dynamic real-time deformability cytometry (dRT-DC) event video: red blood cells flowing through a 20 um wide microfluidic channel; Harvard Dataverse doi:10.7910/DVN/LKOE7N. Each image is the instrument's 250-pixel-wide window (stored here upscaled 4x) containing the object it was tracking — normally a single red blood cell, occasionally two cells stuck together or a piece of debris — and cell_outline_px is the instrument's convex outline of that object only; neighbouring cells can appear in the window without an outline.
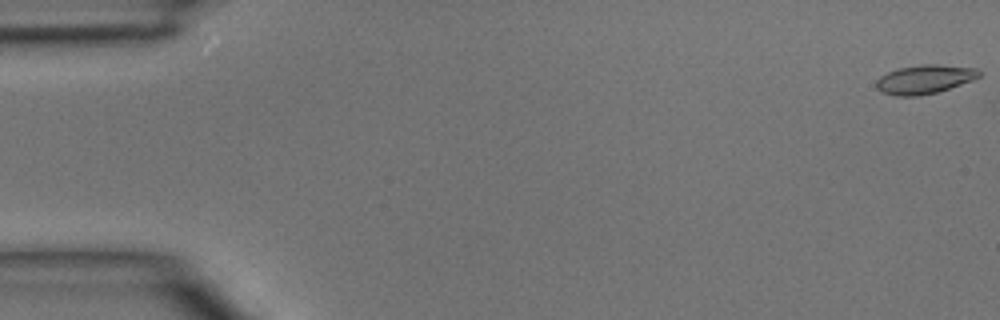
{"species": "common noctule bat (a hibernating species)", "species_latin": "Nyctalus noctula", "temperature_condition": "room temperature", "stored_images_in_passage": 47, "camera_frame_rate_fps": 3000, "um_per_image_px": 0.085, "animal": {"sex": "male", "body_mass_g": 15.6}, "frame": {"image": 1, "passage_image": 1, "time_ms": 0.0, "image_size_px": [1000, 320], "cell_outline_px": [[980, 76], [972, 80], [936, 92], [920, 96], [896, 96], [880, 92], [876, 88], [876, 80], [880, 76], [896, 68], [920, 64], [936, 64], [976, 68], [980, 72]], "centroid_in_image_um": [78.53, 6.74], "position_along_channel_um": 6.5, "area_um2": 17.34}}
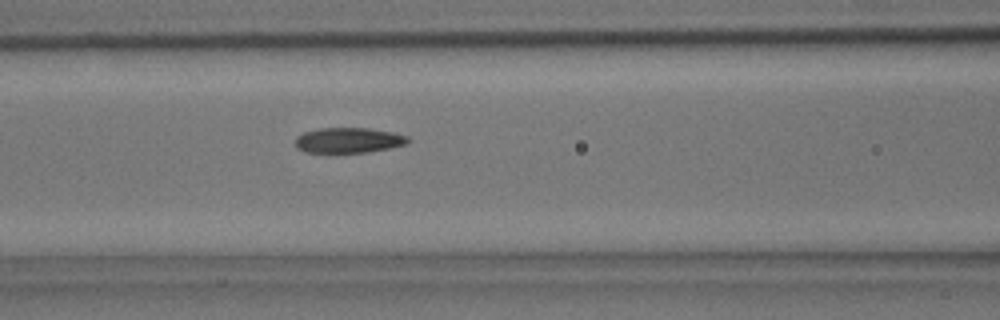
{"frame": {"image": 2, "passage_image": 20, "time_ms": 6.333, "image_size_px": [1000, 320], "cell_outline_px": [[412, 140], [408, 144], [368, 152], [304, 152], [296, 148], [296, 136], [304, 132], [320, 128], [368, 128], [392, 132], [408, 136]], "centroid_in_image_um": [29.65, 11.92], "position_along_channel_um": 137.0, "area_um2": 16.65}}
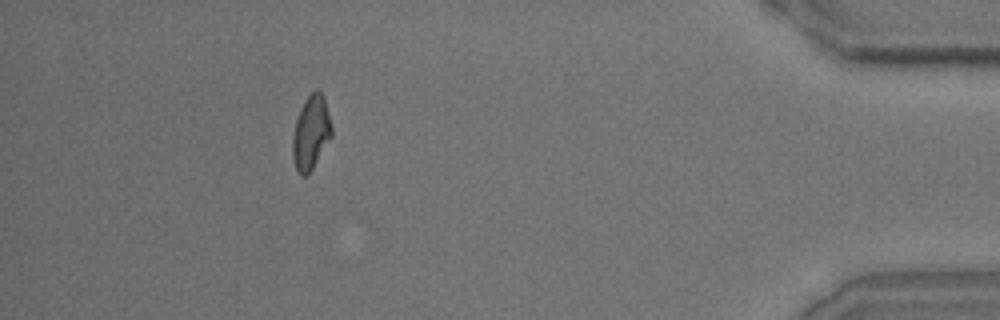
{"frame": {"image": 3, "passage_image": 43, "time_ms": 14.0, "image_size_px": [1000, 320], "cell_outline_px": [[332, 136], [312, 168], [304, 176], [300, 176], [296, 172], [292, 156], [292, 140], [296, 120], [300, 108], [304, 100], [316, 88], [324, 96], [332, 128]], "centroid_in_image_um": [26.42, 11.27], "position_along_channel_um": 408.8, "area_um2": 16.76}}